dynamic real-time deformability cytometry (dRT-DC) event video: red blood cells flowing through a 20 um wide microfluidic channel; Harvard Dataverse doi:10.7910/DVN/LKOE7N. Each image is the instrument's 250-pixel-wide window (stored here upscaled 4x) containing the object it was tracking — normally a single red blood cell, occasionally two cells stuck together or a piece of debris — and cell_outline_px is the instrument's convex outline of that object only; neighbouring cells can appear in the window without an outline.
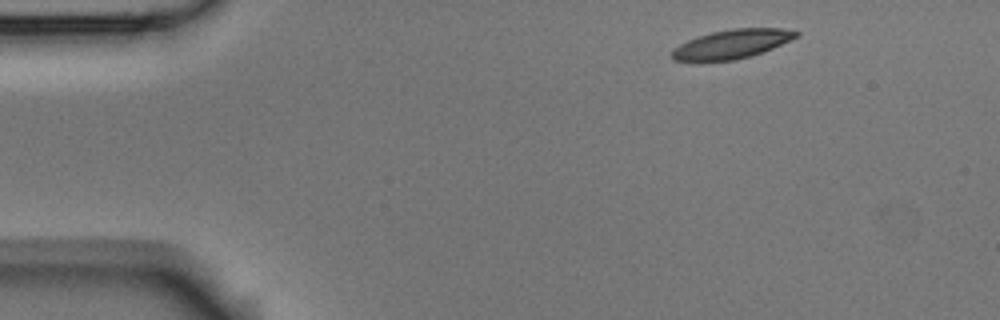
{"species": "Egyptian fruit bat (a non-hibernating species)", "species_latin": "Rousettus aegyptiacus", "temperature_condition": "room temperature", "stored_images_in_passage": 3, "camera_frame_rate_fps": 3000, "um_per_image_px": 0.085, "animal": {"sex": "male"}, "frame": {"image": 1, "passage_image": 1, "time_ms": 0.0, "image_size_px": [1000, 320], "cell_outline_px": [[800, 36], [772, 48], [752, 56], [736, 60], [672, 60], [668, 56], [680, 44], [696, 36], [712, 32], [732, 28], [780, 28], [800, 32]], "centroid_in_image_um": [62.23, 3.73], "position_along_channel_um": 22.8, "area_um2": 20.87}}